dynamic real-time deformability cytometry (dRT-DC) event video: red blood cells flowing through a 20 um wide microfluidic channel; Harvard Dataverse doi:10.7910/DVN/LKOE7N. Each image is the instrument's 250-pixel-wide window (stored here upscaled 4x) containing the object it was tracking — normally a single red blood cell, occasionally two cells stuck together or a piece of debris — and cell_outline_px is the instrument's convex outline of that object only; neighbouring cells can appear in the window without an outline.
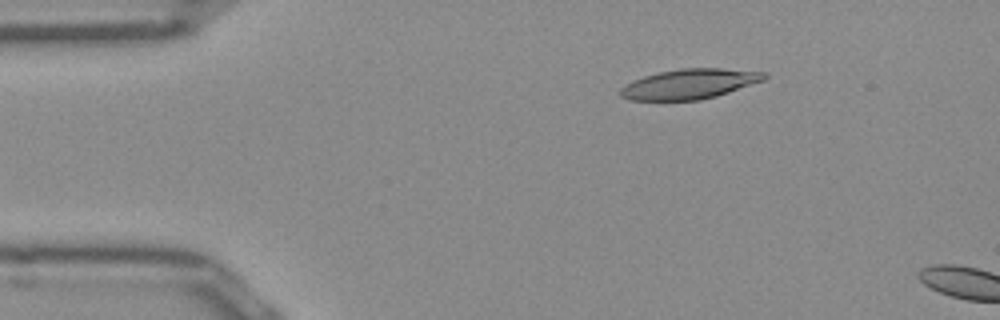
{"species": "Egyptian fruit bat (a non-hibernating species)", "species_latin": "Rousettus aegyptiacus", "temperature_condition": "room temperature", "stored_images_in_passage": 4, "camera_frame_rate_fps": 3000, "um_per_image_px": 0.085, "frame": {"image": 1, "passage_image": 1, "time_ms": 0.0, "image_size_px": [1000, 320], "cell_outline_px": [[768, 76], [764, 80], [716, 96], [700, 100], [628, 100], [620, 96], [620, 88], [624, 84], [632, 80], [644, 76], [660, 72], [680, 68], [720, 68], [768, 72]], "centroid_in_image_um": [58.59, 7.13], "position_along_channel_um": 26.4, "area_um2": 25.2}}